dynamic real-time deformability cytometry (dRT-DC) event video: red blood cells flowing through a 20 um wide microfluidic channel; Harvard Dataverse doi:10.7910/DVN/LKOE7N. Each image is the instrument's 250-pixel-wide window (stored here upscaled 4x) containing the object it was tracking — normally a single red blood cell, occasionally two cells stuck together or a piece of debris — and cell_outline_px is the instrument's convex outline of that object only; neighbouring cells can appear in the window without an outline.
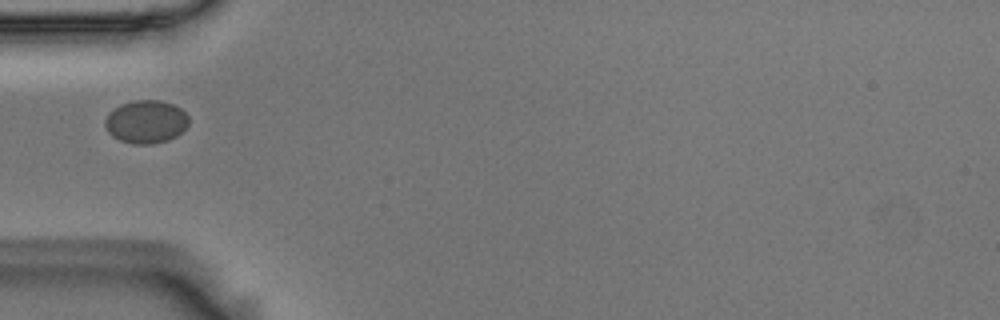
{"species": "Egyptian fruit bat (a non-hibernating species)", "species_latin": "Rousettus aegyptiacus", "temperature_condition": "room temperature", "stored_images_in_passage": 1, "camera_frame_rate_fps": 3000, "um_per_image_px": 0.085, "animal": {"sex": "male"}, "frame": {"image": 1, "passage_image": 1, "time_ms": 0.0, "image_size_px": [1000, 320], "cell_outline_px": [[188, 124], [176, 136], [168, 140], [152, 144], [132, 144], [120, 140], [112, 136], [108, 132], [104, 124], [104, 120], [108, 112], [120, 104], [136, 100], [160, 100], [172, 104], [180, 108], [188, 116]], "centroid_in_image_um": [12.37, 10.35], "position_along_channel_um": 72.6, "area_um2": 21.04}}